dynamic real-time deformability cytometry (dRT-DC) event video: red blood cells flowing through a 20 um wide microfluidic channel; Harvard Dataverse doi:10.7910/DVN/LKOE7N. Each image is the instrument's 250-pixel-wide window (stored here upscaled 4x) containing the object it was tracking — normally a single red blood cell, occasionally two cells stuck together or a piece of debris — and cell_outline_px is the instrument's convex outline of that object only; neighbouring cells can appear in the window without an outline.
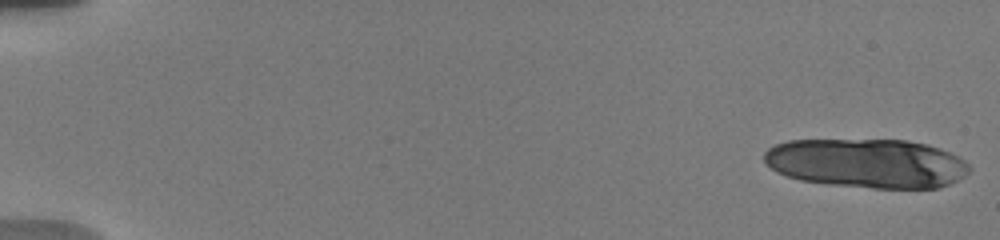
{"species": "human", "species_latin": "Homo sapiens", "temperature_condition": "warm", "stored_images_in_passage": 16, "camera_frame_rate_fps": 3000, "um_per_image_px": 0.085, "donor": {"sex": "male"}, "frame": {"image": 1, "passage_image": 1, "time_ms": 0.0, "image_size_px": [1000, 240], "cell_outline_px": [[972, 168], [964, 176], [948, 184], [936, 188], [872, 188], [828, 184], [800, 180], [776, 172], [764, 160], [764, 152], [768, 148], [776, 144], [788, 140], [908, 140], [928, 144], [940, 148], [960, 156]], "centroid_in_image_um": [73.71, 13.87], "position_along_channel_um": 11.3, "area_um2": 59.01}}